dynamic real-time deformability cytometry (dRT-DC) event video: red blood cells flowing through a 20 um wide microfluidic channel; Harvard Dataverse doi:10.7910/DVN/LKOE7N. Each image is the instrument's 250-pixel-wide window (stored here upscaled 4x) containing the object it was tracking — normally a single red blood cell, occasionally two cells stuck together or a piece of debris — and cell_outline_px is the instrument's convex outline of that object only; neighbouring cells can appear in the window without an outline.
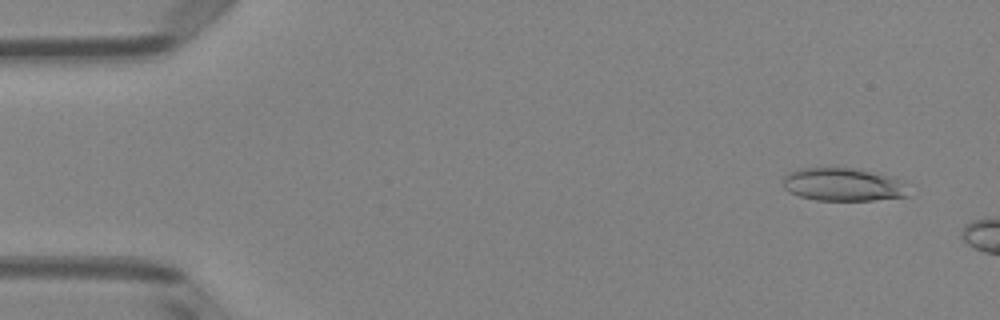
{"species": "Egyptian fruit bat (a non-hibernating species)", "species_latin": "Rousettus aegyptiacus", "temperature_condition": "room temperature", "stored_images_in_passage": 8, "camera_frame_rate_fps": 3000, "um_per_image_px": 0.085, "animal": {"sex": "female"}, "frame": {"image": 1, "passage_image": 3, "time_ms": 0.667, "image_size_px": [1000, 320], "cell_outline_px": [[908, 196], [872, 200], [816, 200], [800, 196], [788, 192], [784, 188], [784, 176], [788, 172], [800, 168], [856, 168], [896, 176], [904, 180]], "centroid_in_image_um": [71.7, 15.67], "position_along_channel_um": 13.3, "area_um2": 24.45}}